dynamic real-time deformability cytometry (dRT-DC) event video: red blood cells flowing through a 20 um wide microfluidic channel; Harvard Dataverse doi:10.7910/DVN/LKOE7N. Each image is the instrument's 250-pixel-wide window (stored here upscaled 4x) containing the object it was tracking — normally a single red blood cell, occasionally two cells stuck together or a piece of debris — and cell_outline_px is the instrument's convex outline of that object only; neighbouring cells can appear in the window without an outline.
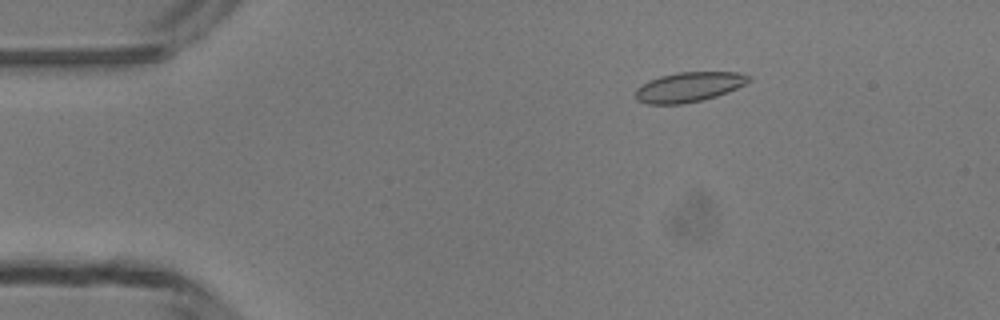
{"species": "common noctule bat (a hibernating species)", "species_latin": "Nyctalus noctula", "temperature_condition": "room temperature", "stored_images_in_passage": 5, "camera_frame_rate_fps": 3000, "um_per_image_px": 0.085, "animal": {"sex": "male", "body_mass_g": 13.3}, "frame": {"image": 1, "passage_image": 1, "time_ms": 0.0, "image_size_px": [1000, 320], "cell_outline_px": [[752, 80], [728, 92], [716, 96], [684, 104], [648, 104], [636, 100], [636, 88], [648, 80], [660, 76], [676, 72], [736, 72], [752, 76]], "centroid_in_image_um": [58.55, 7.39], "position_along_channel_um": 26.5, "area_um2": 19.71}}
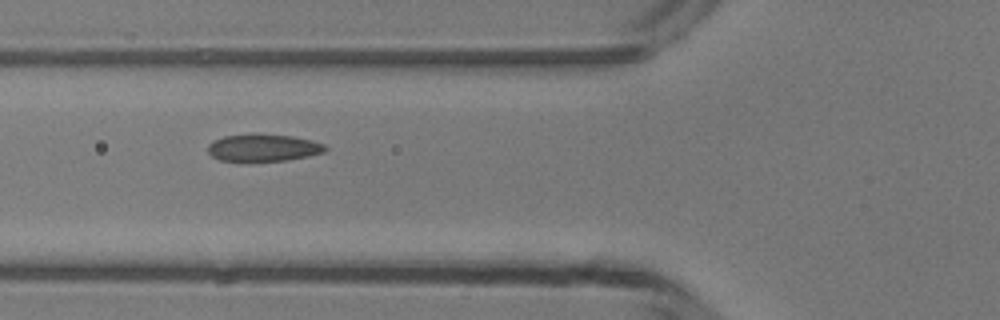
{"frame": {"image": 2, "passage_image": 4, "time_ms": 3.333, "image_size_px": [1000, 320], "cell_outline_px": [[328, 148], [324, 152], [308, 156], [288, 160], [220, 160], [212, 156], [208, 152], [208, 144], [224, 136], [292, 136], [312, 140], [324, 144]], "centroid_in_image_um": [22.43, 12.58], "position_along_channel_um": 103.4, "area_um2": 17.69}}
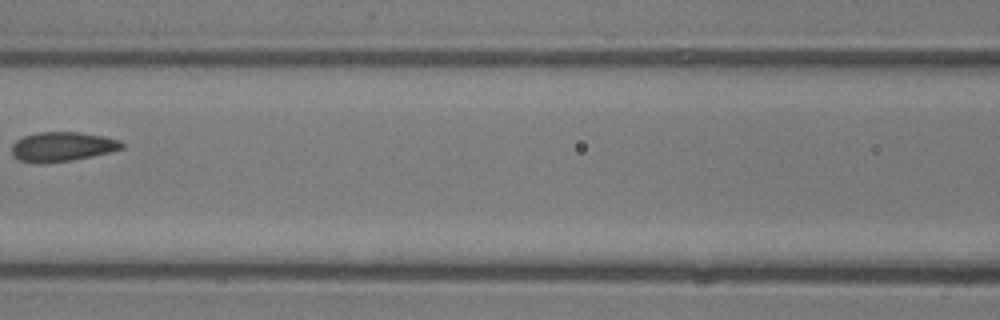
{"frame": {"image": 3, "passage_image": 5, "time_ms": 4.667, "image_size_px": [1000, 320], "cell_outline_px": [[124, 148], [92, 156], [72, 160], [44, 164], [32, 164], [20, 160], [12, 156], [12, 144], [16, 140], [24, 136], [40, 132], [80, 132], [104, 136], [120, 140], [124, 144]], "centroid_in_image_um": [5.26, 12.48], "position_along_channel_um": 161.3, "area_um2": 19.13}}